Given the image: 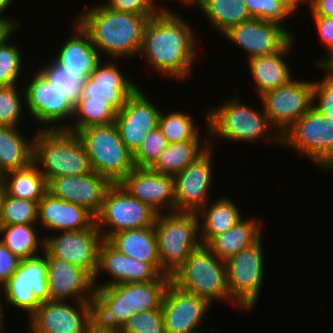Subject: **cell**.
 Wrapping results in <instances>:
<instances>
[{"instance_id":"f35d334b","label":"cell","mask_w":333,"mask_h":333,"mask_svg":"<svg viewBox=\"0 0 333 333\" xmlns=\"http://www.w3.org/2000/svg\"><path fill=\"white\" fill-rule=\"evenodd\" d=\"M15 31L0 44V87L1 86H14L18 85L19 78L22 72L25 71L24 65V52H21V47L18 43L12 42L14 39ZM13 35V36H12ZM24 70V71H23Z\"/></svg>"},{"instance_id":"7bdbcfd3","label":"cell","mask_w":333,"mask_h":333,"mask_svg":"<svg viewBox=\"0 0 333 333\" xmlns=\"http://www.w3.org/2000/svg\"><path fill=\"white\" fill-rule=\"evenodd\" d=\"M251 18L277 22L288 29L286 22L295 13L278 0H243Z\"/></svg>"},{"instance_id":"e575fe53","label":"cell","mask_w":333,"mask_h":333,"mask_svg":"<svg viewBox=\"0 0 333 333\" xmlns=\"http://www.w3.org/2000/svg\"><path fill=\"white\" fill-rule=\"evenodd\" d=\"M37 228L35 224L0 225V240L21 260L38 257L44 252V237Z\"/></svg>"},{"instance_id":"9c48e42d","label":"cell","mask_w":333,"mask_h":333,"mask_svg":"<svg viewBox=\"0 0 333 333\" xmlns=\"http://www.w3.org/2000/svg\"><path fill=\"white\" fill-rule=\"evenodd\" d=\"M281 145L306 157L323 172H333V121L313 107L283 133Z\"/></svg>"},{"instance_id":"9f6ffc18","label":"cell","mask_w":333,"mask_h":333,"mask_svg":"<svg viewBox=\"0 0 333 333\" xmlns=\"http://www.w3.org/2000/svg\"><path fill=\"white\" fill-rule=\"evenodd\" d=\"M4 197H5V187L2 183V181L0 180V218H1V214H2V206H3Z\"/></svg>"},{"instance_id":"ee69618b","label":"cell","mask_w":333,"mask_h":333,"mask_svg":"<svg viewBox=\"0 0 333 333\" xmlns=\"http://www.w3.org/2000/svg\"><path fill=\"white\" fill-rule=\"evenodd\" d=\"M320 70H324L326 74L320 81L312 79V107L321 115L333 121V69L331 67H321Z\"/></svg>"},{"instance_id":"6f0895ef","label":"cell","mask_w":333,"mask_h":333,"mask_svg":"<svg viewBox=\"0 0 333 333\" xmlns=\"http://www.w3.org/2000/svg\"><path fill=\"white\" fill-rule=\"evenodd\" d=\"M159 1V0H157ZM162 1V0H161ZM165 1V0H164ZM179 4L182 3L183 5H186L187 7L194 6L197 7L199 0H176Z\"/></svg>"},{"instance_id":"8fae6325","label":"cell","mask_w":333,"mask_h":333,"mask_svg":"<svg viewBox=\"0 0 333 333\" xmlns=\"http://www.w3.org/2000/svg\"><path fill=\"white\" fill-rule=\"evenodd\" d=\"M158 213L131 196L119 183L112 184L104 195L96 225L107 240L122 230L153 227Z\"/></svg>"},{"instance_id":"9a60e30c","label":"cell","mask_w":333,"mask_h":333,"mask_svg":"<svg viewBox=\"0 0 333 333\" xmlns=\"http://www.w3.org/2000/svg\"><path fill=\"white\" fill-rule=\"evenodd\" d=\"M43 256L65 260L86 270L92 277L98 268L99 248L103 237L96 223L88 229L45 233Z\"/></svg>"},{"instance_id":"52a82bcc","label":"cell","mask_w":333,"mask_h":333,"mask_svg":"<svg viewBox=\"0 0 333 333\" xmlns=\"http://www.w3.org/2000/svg\"><path fill=\"white\" fill-rule=\"evenodd\" d=\"M171 282L204 299L211 306L220 300L235 306L227 287L225 261L206 245H201L190 253L185 263L171 276Z\"/></svg>"},{"instance_id":"1f68e13d","label":"cell","mask_w":333,"mask_h":333,"mask_svg":"<svg viewBox=\"0 0 333 333\" xmlns=\"http://www.w3.org/2000/svg\"><path fill=\"white\" fill-rule=\"evenodd\" d=\"M19 128L0 125V177L33 162L34 135L26 139Z\"/></svg>"},{"instance_id":"7dc6e473","label":"cell","mask_w":333,"mask_h":333,"mask_svg":"<svg viewBox=\"0 0 333 333\" xmlns=\"http://www.w3.org/2000/svg\"><path fill=\"white\" fill-rule=\"evenodd\" d=\"M156 2V0H106L102 3L111 10L137 15H155L161 10H170Z\"/></svg>"},{"instance_id":"5b68a950","label":"cell","mask_w":333,"mask_h":333,"mask_svg":"<svg viewBox=\"0 0 333 333\" xmlns=\"http://www.w3.org/2000/svg\"><path fill=\"white\" fill-rule=\"evenodd\" d=\"M33 163L47 183L64 175L92 171L87 151L75 132L66 129H37L34 134Z\"/></svg>"},{"instance_id":"7a4b0ae2","label":"cell","mask_w":333,"mask_h":333,"mask_svg":"<svg viewBox=\"0 0 333 333\" xmlns=\"http://www.w3.org/2000/svg\"><path fill=\"white\" fill-rule=\"evenodd\" d=\"M171 277L160 275L152 282L122 283L95 288L88 301L93 329L120 333L134 314L159 309Z\"/></svg>"},{"instance_id":"d6a6232c","label":"cell","mask_w":333,"mask_h":333,"mask_svg":"<svg viewBox=\"0 0 333 333\" xmlns=\"http://www.w3.org/2000/svg\"><path fill=\"white\" fill-rule=\"evenodd\" d=\"M209 147L210 141L168 143L149 169L156 173L174 177L201 156Z\"/></svg>"},{"instance_id":"ffe728a7","label":"cell","mask_w":333,"mask_h":333,"mask_svg":"<svg viewBox=\"0 0 333 333\" xmlns=\"http://www.w3.org/2000/svg\"><path fill=\"white\" fill-rule=\"evenodd\" d=\"M47 301L28 318L31 333H85L90 326L88 302ZM72 304V305H71Z\"/></svg>"},{"instance_id":"3957f363","label":"cell","mask_w":333,"mask_h":333,"mask_svg":"<svg viewBox=\"0 0 333 333\" xmlns=\"http://www.w3.org/2000/svg\"><path fill=\"white\" fill-rule=\"evenodd\" d=\"M95 5L78 14L76 21L89 34L101 58L107 55V59L119 61L139 57L145 26L154 15L117 12L102 2Z\"/></svg>"},{"instance_id":"60d3db41","label":"cell","mask_w":333,"mask_h":333,"mask_svg":"<svg viewBox=\"0 0 333 333\" xmlns=\"http://www.w3.org/2000/svg\"><path fill=\"white\" fill-rule=\"evenodd\" d=\"M38 202L16 198L5 193L0 225L36 224Z\"/></svg>"},{"instance_id":"836d02e7","label":"cell","mask_w":333,"mask_h":333,"mask_svg":"<svg viewBox=\"0 0 333 333\" xmlns=\"http://www.w3.org/2000/svg\"><path fill=\"white\" fill-rule=\"evenodd\" d=\"M7 195L39 202L48 191L47 181L32 162L29 166L7 172L0 177Z\"/></svg>"},{"instance_id":"f6af8a7d","label":"cell","mask_w":333,"mask_h":333,"mask_svg":"<svg viewBox=\"0 0 333 333\" xmlns=\"http://www.w3.org/2000/svg\"><path fill=\"white\" fill-rule=\"evenodd\" d=\"M168 141L157 127L147 133L138 150L133 154V163L138 168H149L167 147Z\"/></svg>"},{"instance_id":"681fc988","label":"cell","mask_w":333,"mask_h":333,"mask_svg":"<svg viewBox=\"0 0 333 333\" xmlns=\"http://www.w3.org/2000/svg\"><path fill=\"white\" fill-rule=\"evenodd\" d=\"M21 259L14 255L0 240V287L15 273Z\"/></svg>"},{"instance_id":"680465c9","label":"cell","mask_w":333,"mask_h":333,"mask_svg":"<svg viewBox=\"0 0 333 333\" xmlns=\"http://www.w3.org/2000/svg\"><path fill=\"white\" fill-rule=\"evenodd\" d=\"M85 333H116V332L96 330V329H93L91 326H89Z\"/></svg>"},{"instance_id":"b9f144b4","label":"cell","mask_w":333,"mask_h":333,"mask_svg":"<svg viewBox=\"0 0 333 333\" xmlns=\"http://www.w3.org/2000/svg\"><path fill=\"white\" fill-rule=\"evenodd\" d=\"M21 87L18 85L0 87L1 126L20 127L18 124L21 123L24 115L22 111L25 110L24 89Z\"/></svg>"},{"instance_id":"d4e9b609","label":"cell","mask_w":333,"mask_h":333,"mask_svg":"<svg viewBox=\"0 0 333 333\" xmlns=\"http://www.w3.org/2000/svg\"><path fill=\"white\" fill-rule=\"evenodd\" d=\"M47 263L50 301L88 302L95 293L93 277L65 260L44 256Z\"/></svg>"},{"instance_id":"e0dca14e","label":"cell","mask_w":333,"mask_h":333,"mask_svg":"<svg viewBox=\"0 0 333 333\" xmlns=\"http://www.w3.org/2000/svg\"><path fill=\"white\" fill-rule=\"evenodd\" d=\"M223 35L246 53L247 60L279 52L293 38L285 26L258 18L237 24Z\"/></svg>"},{"instance_id":"4316f807","label":"cell","mask_w":333,"mask_h":333,"mask_svg":"<svg viewBox=\"0 0 333 333\" xmlns=\"http://www.w3.org/2000/svg\"><path fill=\"white\" fill-rule=\"evenodd\" d=\"M71 36L62 42L52 58L58 65L69 70L70 73L83 75L88 78L96 66L103 60L99 51L93 45L89 34L75 21ZM57 54V55H56Z\"/></svg>"},{"instance_id":"8992f818","label":"cell","mask_w":333,"mask_h":333,"mask_svg":"<svg viewBox=\"0 0 333 333\" xmlns=\"http://www.w3.org/2000/svg\"><path fill=\"white\" fill-rule=\"evenodd\" d=\"M157 238L161 275L171 277L190 253L202 245L197 212H168L157 215L153 225Z\"/></svg>"},{"instance_id":"4fadbf2b","label":"cell","mask_w":333,"mask_h":333,"mask_svg":"<svg viewBox=\"0 0 333 333\" xmlns=\"http://www.w3.org/2000/svg\"><path fill=\"white\" fill-rule=\"evenodd\" d=\"M7 304L23 310L29 318L41 303L50 301L47 263L43 255L21 260L11 278L0 287ZM0 292V293H1Z\"/></svg>"},{"instance_id":"83f0119b","label":"cell","mask_w":333,"mask_h":333,"mask_svg":"<svg viewBox=\"0 0 333 333\" xmlns=\"http://www.w3.org/2000/svg\"><path fill=\"white\" fill-rule=\"evenodd\" d=\"M294 38H292L279 52L269 55L253 57L247 60V66L254 80V88L260 97L265 92L287 84L295 76L287 63V56L293 53Z\"/></svg>"},{"instance_id":"6da1fadb","label":"cell","mask_w":333,"mask_h":333,"mask_svg":"<svg viewBox=\"0 0 333 333\" xmlns=\"http://www.w3.org/2000/svg\"><path fill=\"white\" fill-rule=\"evenodd\" d=\"M189 24L172 10L152 16L144 29L140 58L144 57L149 68L163 76L189 79L199 53L198 38Z\"/></svg>"},{"instance_id":"5bb4252c","label":"cell","mask_w":333,"mask_h":333,"mask_svg":"<svg viewBox=\"0 0 333 333\" xmlns=\"http://www.w3.org/2000/svg\"><path fill=\"white\" fill-rule=\"evenodd\" d=\"M259 98L270 125L282 136L312 108V81L295 77L287 84L265 92Z\"/></svg>"},{"instance_id":"ac0fdd59","label":"cell","mask_w":333,"mask_h":333,"mask_svg":"<svg viewBox=\"0 0 333 333\" xmlns=\"http://www.w3.org/2000/svg\"><path fill=\"white\" fill-rule=\"evenodd\" d=\"M161 308L165 333H203L204 331L200 330V324H203L202 321H205L212 306L204 299L184 291L170 281Z\"/></svg>"},{"instance_id":"d6986e66","label":"cell","mask_w":333,"mask_h":333,"mask_svg":"<svg viewBox=\"0 0 333 333\" xmlns=\"http://www.w3.org/2000/svg\"><path fill=\"white\" fill-rule=\"evenodd\" d=\"M159 109L139 87L117 112L114 123L132 154L138 150L147 133L158 127Z\"/></svg>"},{"instance_id":"30bf717a","label":"cell","mask_w":333,"mask_h":333,"mask_svg":"<svg viewBox=\"0 0 333 333\" xmlns=\"http://www.w3.org/2000/svg\"><path fill=\"white\" fill-rule=\"evenodd\" d=\"M263 239L225 261L227 287L238 309L249 311L257 305L266 272Z\"/></svg>"},{"instance_id":"11a10c76","label":"cell","mask_w":333,"mask_h":333,"mask_svg":"<svg viewBox=\"0 0 333 333\" xmlns=\"http://www.w3.org/2000/svg\"><path fill=\"white\" fill-rule=\"evenodd\" d=\"M1 299H2V296H1V294H0V333H3V332H4L3 330H4L5 327H6V326H5V325H6V324H5V323H6V322H5L6 320L4 319V316H5L4 313H5V312L3 311V310H4V306H3V305L5 304V302H4V303H3V302L1 303V301H3V300H1Z\"/></svg>"},{"instance_id":"bcb514c9","label":"cell","mask_w":333,"mask_h":333,"mask_svg":"<svg viewBox=\"0 0 333 333\" xmlns=\"http://www.w3.org/2000/svg\"><path fill=\"white\" fill-rule=\"evenodd\" d=\"M120 333H165L162 308L134 314L121 327Z\"/></svg>"},{"instance_id":"603a6c76","label":"cell","mask_w":333,"mask_h":333,"mask_svg":"<svg viewBox=\"0 0 333 333\" xmlns=\"http://www.w3.org/2000/svg\"><path fill=\"white\" fill-rule=\"evenodd\" d=\"M119 184L158 214L175 212L173 176L134 167Z\"/></svg>"},{"instance_id":"44dd1931","label":"cell","mask_w":333,"mask_h":333,"mask_svg":"<svg viewBox=\"0 0 333 333\" xmlns=\"http://www.w3.org/2000/svg\"><path fill=\"white\" fill-rule=\"evenodd\" d=\"M116 60H102L85 79L79 99L107 100L118 112L138 88L130 76L122 72ZM121 69V70H120ZM129 77V78H128Z\"/></svg>"},{"instance_id":"2e32d148","label":"cell","mask_w":333,"mask_h":333,"mask_svg":"<svg viewBox=\"0 0 333 333\" xmlns=\"http://www.w3.org/2000/svg\"><path fill=\"white\" fill-rule=\"evenodd\" d=\"M213 151L214 147H209L174 176L175 212H198L210 200L214 185Z\"/></svg>"},{"instance_id":"f907efd6","label":"cell","mask_w":333,"mask_h":333,"mask_svg":"<svg viewBox=\"0 0 333 333\" xmlns=\"http://www.w3.org/2000/svg\"><path fill=\"white\" fill-rule=\"evenodd\" d=\"M311 16L333 17V0H305Z\"/></svg>"},{"instance_id":"7c38bea8","label":"cell","mask_w":333,"mask_h":333,"mask_svg":"<svg viewBox=\"0 0 333 333\" xmlns=\"http://www.w3.org/2000/svg\"><path fill=\"white\" fill-rule=\"evenodd\" d=\"M35 72L30 75V81L27 80L26 84L22 85L25 109L27 108L30 120L37 122V126L40 127L37 129H65L69 124L67 121L72 120L74 103L65 93L56 88L38 68ZM39 124L44 126H39Z\"/></svg>"},{"instance_id":"7402d4cb","label":"cell","mask_w":333,"mask_h":333,"mask_svg":"<svg viewBox=\"0 0 333 333\" xmlns=\"http://www.w3.org/2000/svg\"><path fill=\"white\" fill-rule=\"evenodd\" d=\"M111 185L106 177L92 170L79 175L55 177L47 183V189L53 196L82 206L96 217Z\"/></svg>"},{"instance_id":"f546056e","label":"cell","mask_w":333,"mask_h":333,"mask_svg":"<svg viewBox=\"0 0 333 333\" xmlns=\"http://www.w3.org/2000/svg\"><path fill=\"white\" fill-rule=\"evenodd\" d=\"M107 241L122 254L150 263L161 274L157 238L153 227L122 230L112 234Z\"/></svg>"},{"instance_id":"816d5d0a","label":"cell","mask_w":333,"mask_h":333,"mask_svg":"<svg viewBox=\"0 0 333 333\" xmlns=\"http://www.w3.org/2000/svg\"><path fill=\"white\" fill-rule=\"evenodd\" d=\"M13 1L15 0H0V19H5L7 21H10L17 29L21 28V21H19L18 19L15 20V18H11V17H7V14L5 15V13H8L6 10H8L9 7H11Z\"/></svg>"},{"instance_id":"f1b7e54d","label":"cell","mask_w":333,"mask_h":333,"mask_svg":"<svg viewBox=\"0 0 333 333\" xmlns=\"http://www.w3.org/2000/svg\"><path fill=\"white\" fill-rule=\"evenodd\" d=\"M210 202L197 212L202 245H207L216 235L230 230L244 217L237 203L228 196H218Z\"/></svg>"},{"instance_id":"8d00e7d4","label":"cell","mask_w":333,"mask_h":333,"mask_svg":"<svg viewBox=\"0 0 333 333\" xmlns=\"http://www.w3.org/2000/svg\"><path fill=\"white\" fill-rule=\"evenodd\" d=\"M206 131L203 133L206 135L202 139L201 129L197 123L186 112L171 111L167 114L160 112L158 119V128L161 130L168 143L185 142V141H210L209 140V128L207 125V110L205 113Z\"/></svg>"},{"instance_id":"ab89813d","label":"cell","mask_w":333,"mask_h":333,"mask_svg":"<svg viewBox=\"0 0 333 333\" xmlns=\"http://www.w3.org/2000/svg\"><path fill=\"white\" fill-rule=\"evenodd\" d=\"M46 62L45 60V64H42L39 70L56 88L75 103L79 99L86 78L80 74L70 73L68 69L58 65L53 59Z\"/></svg>"},{"instance_id":"ba28073f","label":"cell","mask_w":333,"mask_h":333,"mask_svg":"<svg viewBox=\"0 0 333 333\" xmlns=\"http://www.w3.org/2000/svg\"><path fill=\"white\" fill-rule=\"evenodd\" d=\"M86 148L91 169L119 183L135 166L133 154L122 141L115 123L91 126L77 133Z\"/></svg>"},{"instance_id":"cb8c5ba5","label":"cell","mask_w":333,"mask_h":333,"mask_svg":"<svg viewBox=\"0 0 333 333\" xmlns=\"http://www.w3.org/2000/svg\"><path fill=\"white\" fill-rule=\"evenodd\" d=\"M104 272L111 280L108 279L102 284L98 280ZM160 275L150 263L122 254L104 239L99 248L98 268L93 282L94 287L98 288L122 283L152 282Z\"/></svg>"},{"instance_id":"db71d44e","label":"cell","mask_w":333,"mask_h":333,"mask_svg":"<svg viewBox=\"0 0 333 333\" xmlns=\"http://www.w3.org/2000/svg\"><path fill=\"white\" fill-rule=\"evenodd\" d=\"M279 2L285 3L294 13L298 12V7L304 3L305 5V0H278Z\"/></svg>"},{"instance_id":"f5cc1de1","label":"cell","mask_w":333,"mask_h":333,"mask_svg":"<svg viewBox=\"0 0 333 333\" xmlns=\"http://www.w3.org/2000/svg\"><path fill=\"white\" fill-rule=\"evenodd\" d=\"M17 29L10 21L0 19V44L6 40Z\"/></svg>"},{"instance_id":"d590c367","label":"cell","mask_w":333,"mask_h":333,"mask_svg":"<svg viewBox=\"0 0 333 333\" xmlns=\"http://www.w3.org/2000/svg\"><path fill=\"white\" fill-rule=\"evenodd\" d=\"M197 8L207 16L212 29L220 34L251 19L243 0H199Z\"/></svg>"},{"instance_id":"c3c4849f","label":"cell","mask_w":333,"mask_h":333,"mask_svg":"<svg viewBox=\"0 0 333 333\" xmlns=\"http://www.w3.org/2000/svg\"><path fill=\"white\" fill-rule=\"evenodd\" d=\"M313 23L317 28V33L320 38L321 45L326 52L320 59H314L315 67H331L333 65V17L312 16ZM326 48V49H325Z\"/></svg>"},{"instance_id":"4dcf8cb0","label":"cell","mask_w":333,"mask_h":333,"mask_svg":"<svg viewBox=\"0 0 333 333\" xmlns=\"http://www.w3.org/2000/svg\"><path fill=\"white\" fill-rule=\"evenodd\" d=\"M262 221L245 217L230 230L216 235L206 246L221 260L226 261L242 249L256 244L263 237Z\"/></svg>"},{"instance_id":"484cf974","label":"cell","mask_w":333,"mask_h":333,"mask_svg":"<svg viewBox=\"0 0 333 333\" xmlns=\"http://www.w3.org/2000/svg\"><path fill=\"white\" fill-rule=\"evenodd\" d=\"M96 217L86 208L46 192L38 202L39 225L48 232L77 231L91 228Z\"/></svg>"},{"instance_id":"277c9868","label":"cell","mask_w":333,"mask_h":333,"mask_svg":"<svg viewBox=\"0 0 333 333\" xmlns=\"http://www.w3.org/2000/svg\"><path fill=\"white\" fill-rule=\"evenodd\" d=\"M237 94L219 106L207 109L210 147L217 140L252 143L257 140L281 145V136L270 125L264 111L240 101ZM218 137V138H217Z\"/></svg>"},{"instance_id":"74e56055","label":"cell","mask_w":333,"mask_h":333,"mask_svg":"<svg viewBox=\"0 0 333 333\" xmlns=\"http://www.w3.org/2000/svg\"><path fill=\"white\" fill-rule=\"evenodd\" d=\"M116 114L117 111L107 100L78 99L74 103L71 124L65 129L77 133L85 127L112 124L115 122Z\"/></svg>"}]
</instances>
